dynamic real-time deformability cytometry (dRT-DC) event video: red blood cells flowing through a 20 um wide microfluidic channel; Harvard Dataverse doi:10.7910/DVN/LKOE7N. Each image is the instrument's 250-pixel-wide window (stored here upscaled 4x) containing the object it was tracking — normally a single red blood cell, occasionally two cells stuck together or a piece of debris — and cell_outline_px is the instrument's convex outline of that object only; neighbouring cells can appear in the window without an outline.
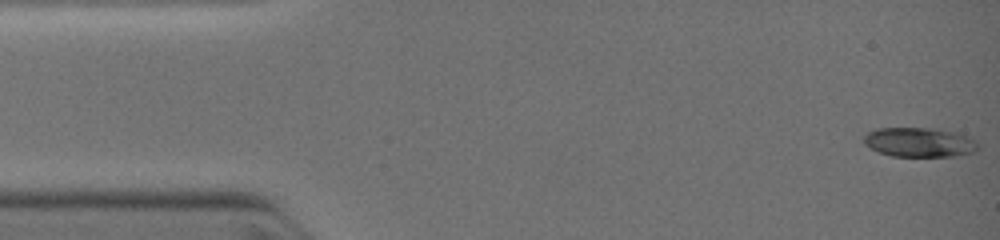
{"species": "common noctule bat (a hibernating species)", "species_latin": "Nyctalus noctula", "temperature_condition": "warm", "stored_images_in_passage": 10, "camera_frame_rate_fps": 3000, "um_per_image_px": 0.085, "animal": {"sex": "female", "body_mass_g": 19.0, "forearm_length_mm": 51.5}, "frame": {"image": 1, "passage_image": 1, "time_ms": 0.0, "image_size_px": [1000, 240], "cell_outline_px": [[980, 148], [976, 152], [956, 156], [892, 156], [880, 152], [864, 144], [864, 136], [868, 132], [876, 128], [928, 128], [952, 132], [964, 136], [972, 140]], "centroid_in_image_um": [78.12, 12.1], "position_along_channel_um": 6.9, "area_um2": 19.25}}
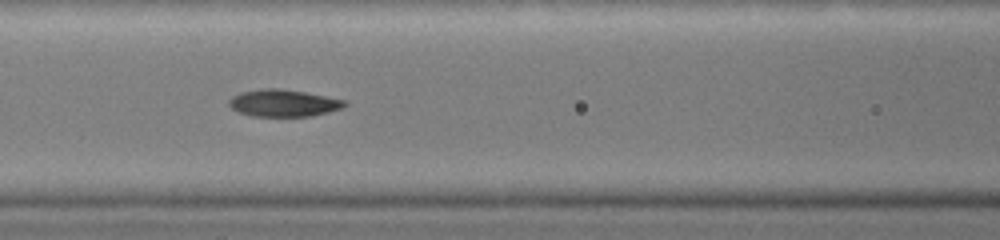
{"frame": {"image": 2, "passage_image": 9, "time_ms": 5.0, "image_size_px": [1000, 240], "cell_outline_px": [[348, 104], [344, 108], [312, 116], [252, 116], [236, 112], [228, 104], [228, 100], [232, 96], [240, 92], [264, 88], [280, 88], [304, 92], [344, 100]], "centroid_in_image_um": [24.06, 8.76], "position_along_channel_um": 142.5, "area_um2": 18.32}}
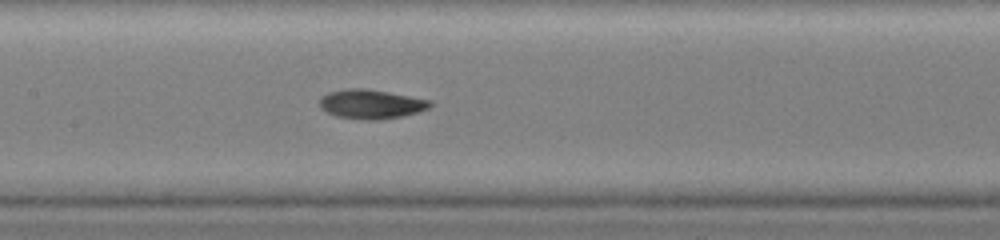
{"frame": {"image": 3, "passage_image": 10, "time_ms": 5.667, "image_size_px": [1000, 240], "cell_outline_px": [[432, 104], [428, 108], [416, 112], [400, 116], [380, 120], [356, 120], [336, 116], [320, 108], [320, 96], [328, 92], [352, 88], [364, 88], [388, 92], [432, 100]], "centroid_in_image_um": [31.51, 8.85], "position_along_channel_um": 175.9, "area_um2": 18.84}}